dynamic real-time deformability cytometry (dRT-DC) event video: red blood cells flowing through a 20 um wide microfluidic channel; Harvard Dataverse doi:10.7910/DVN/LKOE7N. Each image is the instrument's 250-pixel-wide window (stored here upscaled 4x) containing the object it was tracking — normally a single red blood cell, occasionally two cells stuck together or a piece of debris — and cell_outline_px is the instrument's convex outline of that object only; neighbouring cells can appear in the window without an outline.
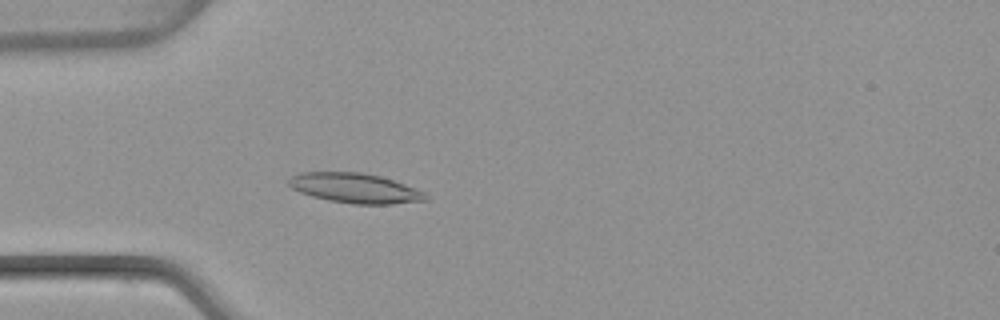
{"species": "common noctule bat (a hibernating species)", "species_latin": "Nyctalus noctula", "temperature_condition": "warm", "stored_images_in_passage": 50, "camera_frame_rate_fps": 3000, "um_per_image_px": 0.085, "animal": {"sex": "female", "body_mass_g": 22.7, "forearm_length_mm": 54.2}, "frame": {"image": 1, "passage_image": 14, "time_ms": 4.333, "image_size_px": [1000, 320], "cell_outline_px": [[428, 200], [392, 204], [352, 204], [328, 200], [312, 196], [300, 192], [292, 188], [288, 184], [288, 180], [292, 176], [304, 172], [360, 172], [380, 176], [404, 184], [424, 192], [428, 196]], "centroid_in_image_um": [30.18, 16.0], "position_along_channel_um": 54.8, "area_um2": 23.64}}
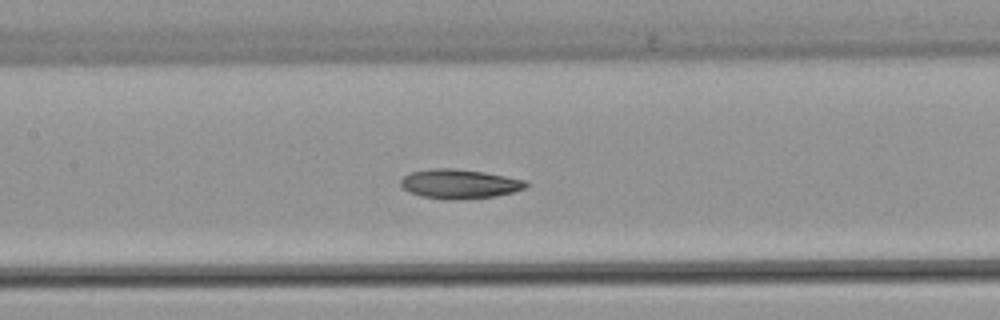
{"frame": {"image": 2, "passage_image": 23, "time_ms": 7.333, "image_size_px": [1000, 320], "cell_outline_px": [[528, 184], [524, 188], [512, 192], [496, 196], [420, 196], [408, 192], [400, 184], [400, 180], [404, 176], [412, 172], [432, 168], [452, 168], [484, 172], [528, 180]], "centroid_in_image_um": [39.07, 15.56], "position_along_channel_um": 168.3, "area_um2": 20.29}}
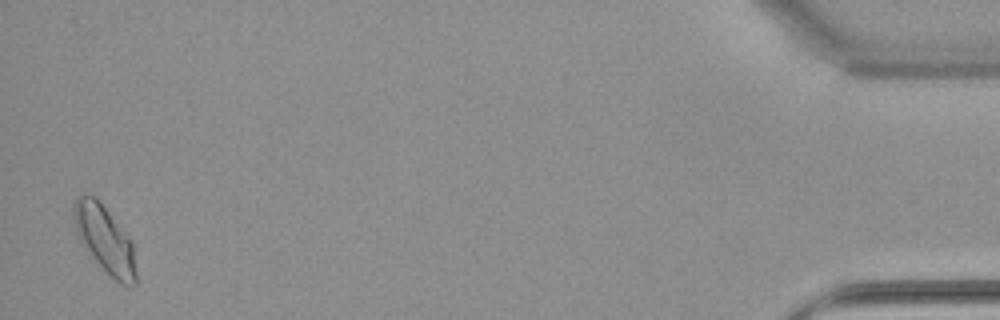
{"frame": {"image": 3, "passage_image": 49, "time_ms": 16.0, "image_size_px": [1000, 320], "cell_outline_px": [[136, 284], [132, 288], [128, 288], [120, 284], [108, 276], [84, 248], [80, 240], [72, 216], [72, 204], [76, 196], [92, 196], [108, 212], [132, 244], [136, 272]], "centroid_in_image_um": [8.88, 20.44], "position_along_channel_um": 426.3, "area_um2": 24.04}}